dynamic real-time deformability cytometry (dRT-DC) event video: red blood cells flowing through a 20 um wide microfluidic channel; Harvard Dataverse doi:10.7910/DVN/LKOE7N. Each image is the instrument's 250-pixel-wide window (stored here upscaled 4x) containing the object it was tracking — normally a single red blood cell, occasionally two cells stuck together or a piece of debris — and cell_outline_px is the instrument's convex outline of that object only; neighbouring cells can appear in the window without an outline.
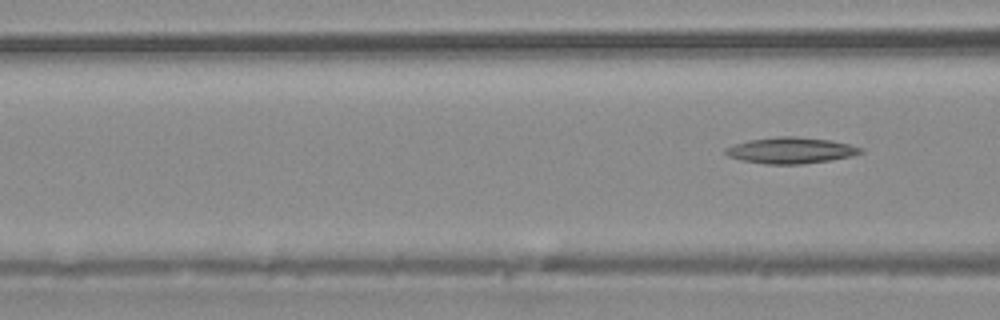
{"species": "common noctule bat (a hibernating species)", "species_latin": "Nyctalus noctula", "temperature_condition": "warm", "stored_images_in_passage": 4, "camera_frame_rate_fps": 3000, "um_per_image_px": 0.085, "animal": {"sex": "male", "body_mass_g": 20.4}, "frame": {"image": 1, "passage_image": 4, "time_ms": 4.667, "image_size_px": [1000, 320], "cell_outline_px": [[864, 152], [852, 156], [828, 160], [800, 164], [764, 164], [740, 160], [728, 156], [724, 152], [724, 148], [748, 140], [776, 136], [796, 136], [832, 140], [864, 148]], "centroid_in_image_um": [67.21, 12.78], "position_along_channel_um": 99.4, "area_um2": 20.69}}